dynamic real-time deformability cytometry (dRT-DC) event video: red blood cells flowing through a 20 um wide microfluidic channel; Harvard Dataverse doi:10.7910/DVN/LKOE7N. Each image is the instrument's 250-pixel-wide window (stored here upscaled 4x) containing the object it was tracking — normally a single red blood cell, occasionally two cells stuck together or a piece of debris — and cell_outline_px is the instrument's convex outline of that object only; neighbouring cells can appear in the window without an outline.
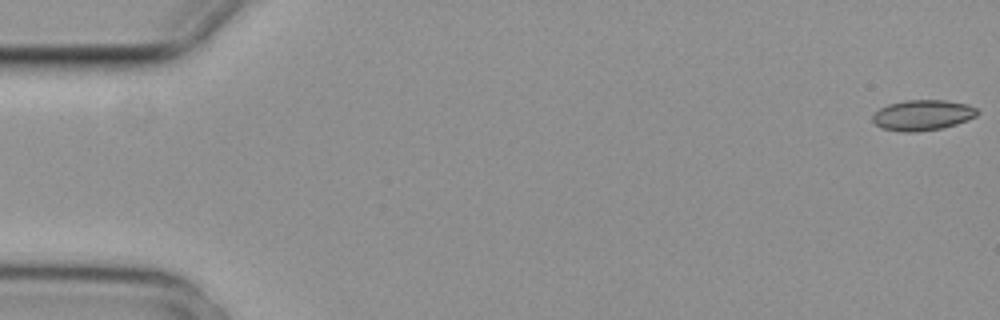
{"species": "common noctule bat (a hibernating species)", "species_latin": "Nyctalus noctula", "temperature_condition": "cold", "stored_images_in_passage": 5, "camera_frame_rate_fps": 3000, "um_per_image_px": 0.085, "animal": {"sex": "female", "body_mass_g": 29.2, "forearm_length_mm": 56.3}, "frame": {"image": 1, "passage_image": 1, "time_ms": 0.0, "image_size_px": [1000, 320], "cell_outline_px": [[980, 112], [976, 116], [968, 120], [956, 124], [940, 128], [916, 132], [900, 132], [880, 128], [872, 120], [872, 116], [880, 108], [888, 104], [908, 100], [944, 100], [968, 104], [976, 108]], "centroid_in_image_um": [78.42, 9.79], "position_along_channel_um": 6.6, "area_um2": 18.67}}
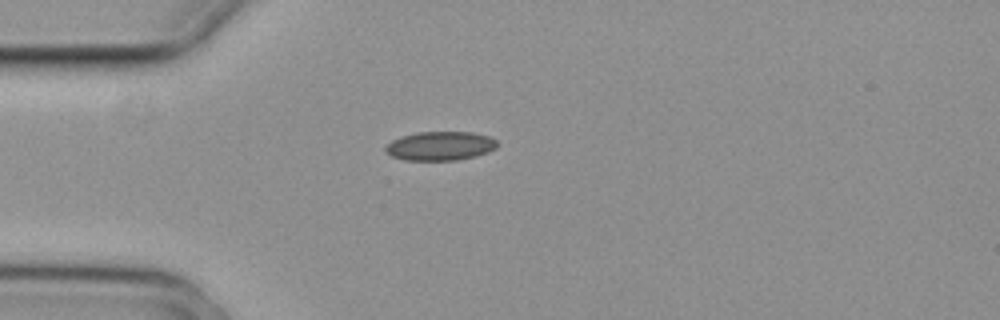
{"frame": {"image": 2, "passage_image": 4, "time_ms": 1.0, "image_size_px": [1000, 320], "cell_outline_px": [[496, 148], [488, 152], [476, 156], [456, 160], [404, 160], [392, 156], [384, 152], [384, 148], [392, 140], [416, 132], [472, 132], [488, 136], [496, 140]], "centroid_in_image_um": [37.4, 12.41], "position_along_channel_um": 47.6, "area_um2": 18.79}}